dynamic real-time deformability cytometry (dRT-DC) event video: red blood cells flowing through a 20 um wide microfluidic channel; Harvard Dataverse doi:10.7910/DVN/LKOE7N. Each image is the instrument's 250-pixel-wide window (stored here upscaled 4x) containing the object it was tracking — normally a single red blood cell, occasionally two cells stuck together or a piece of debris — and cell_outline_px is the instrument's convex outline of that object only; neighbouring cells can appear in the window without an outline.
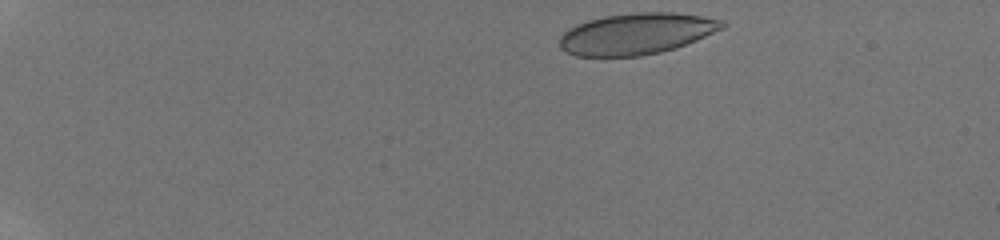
{"species": "human", "species_latin": "Homo sapiens", "temperature_condition": "room temperature", "stored_images_in_passage": 7, "camera_frame_rate_fps": 3000, "um_per_image_px": 0.085, "donor": {"sex": "male"}, "frame": {"image": 1, "passage_image": 1, "time_ms": 0.0, "image_size_px": [1000, 240], "cell_outline_px": [[728, 24], [724, 28], [696, 40], [676, 48], [660, 52], [640, 56], [576, 56], [560, 48], [560, 36], [568, 28], [576, 24], [588, 20], [604, 16], [636, 12], [676, 12], [724, 20]], "centroid_in_image_um": [54.11, 2.86], "position_along_channel_um": 30.9, "area_um2": 39.25}}
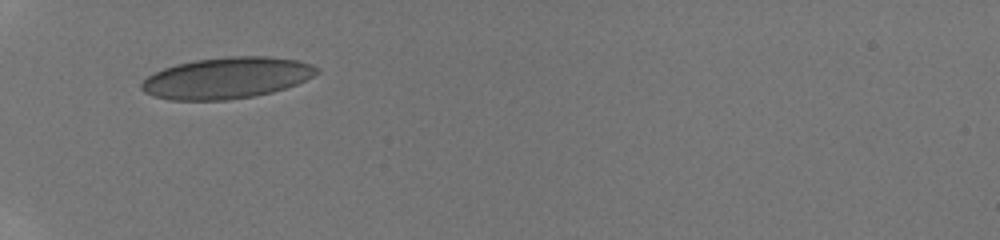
{"frame": {"image": 2, "passage_image": 6, "time_ms": 3.333, "image_size_px": [1000, 240], "cell_outline_px": [[320, 72], [296, 84], [272, 92], [256, 96], [228, 100], [172, 100], [152, 96], [144, 92], [140, 88], [140, 84], [148, 76], [164, 68], [176, 64], [196, 60], [228, 56], [268, 56], [296, 60], [312, 64], [320, 68]], "centroid_in_image_um": [19.27, 6.63], "position_along_channel_um": 65.7, "area_um2": 42.19}}